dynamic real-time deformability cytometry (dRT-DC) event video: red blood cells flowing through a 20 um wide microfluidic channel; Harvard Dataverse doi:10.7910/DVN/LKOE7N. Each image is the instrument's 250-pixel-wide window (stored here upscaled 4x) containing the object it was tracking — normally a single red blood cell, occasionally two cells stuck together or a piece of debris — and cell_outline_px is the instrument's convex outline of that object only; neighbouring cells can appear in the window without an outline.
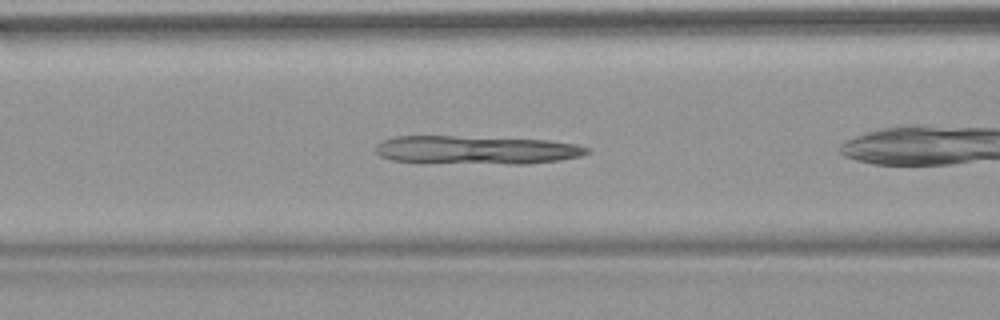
{"species": "common noctule bat (a hibernating species)", "species_latin": "Nyctalus noctula", "temperature_condition": "warm", "stored_images_in_passage": 38, "camera_frame_rate_fps": 3000, "um_per_image_px": 0.085, "animal": {"sex": "female", "body_mass_g": 18.4}, "frame": {"image": 1, "passage_image": 6, "time_ms": 1.667, "image_size_px": [1000, 320], "cell_outline_px": [[592, 148], [588, 152], [580, 156], [560, 160], [528, 164], [420, 164], [392, 160], [380, 156], [376, 152], [376, 144], [384, 140], [396, 136], [452, 136], [548, 140], [576, 144]], "centroid_in_image_um": [40.44, 12.77], "position_along_channel_um": 126.2, "area_um2": 35.89}}